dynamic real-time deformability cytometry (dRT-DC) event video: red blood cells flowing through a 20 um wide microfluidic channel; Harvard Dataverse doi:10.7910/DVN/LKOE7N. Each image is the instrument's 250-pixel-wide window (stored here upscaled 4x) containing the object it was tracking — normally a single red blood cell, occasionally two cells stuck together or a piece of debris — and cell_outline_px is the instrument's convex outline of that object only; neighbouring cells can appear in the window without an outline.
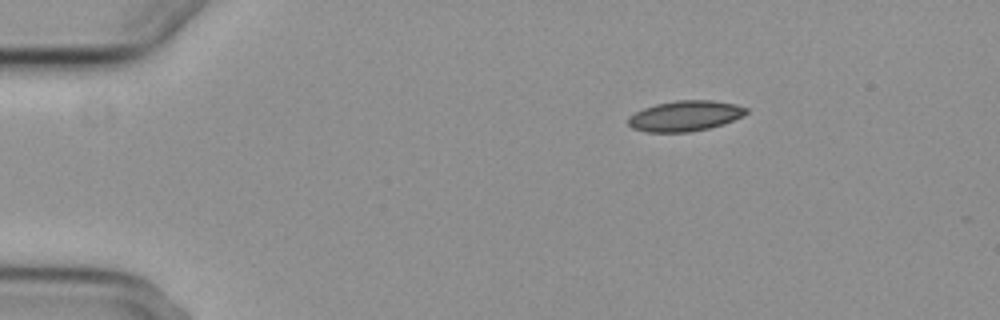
{"species": "common noctule bat (a hibernating species)", "species_latin": "Nyctalus noctula", "temperature_condition": "cold", "stored_images_in_passage": 4, "camera_frame_rate_fps": 3000, "um_per_image_px": 0.085, "animal": {"sex": "female", "body_mass_g": 29.2, "forearm_length_mm": 56.3}, "frame": {"image": 1, "passage_image": 1, "time_ms": 0.0, "image_size_px": [1000, 320], "cell_outline_px": [[748, 112], [724, 124], [708, 128], [688, 132], [648, 132], [632, 128], [628, 124], [628, 116], [644, 108], [656, 104], [676, 100], [712, 100], [736, 104], [748, 108]], "centroid_in_image_um": [58.22, 9.85], "position_along_channel_um": 26.8, "area_um2": 20.87}}
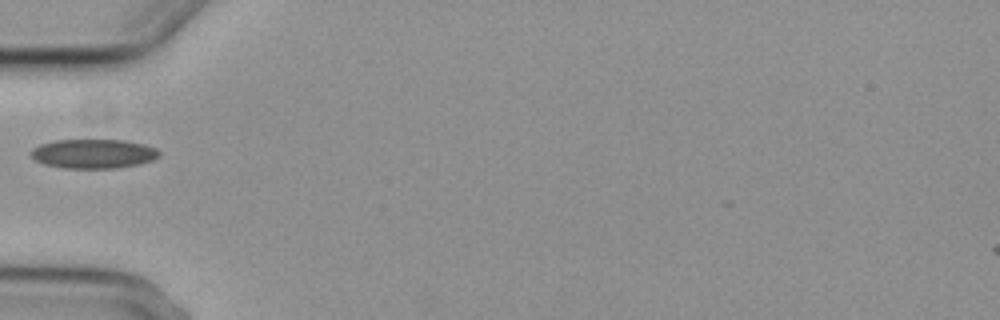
{"frame": {"image": 2, "passage_image": 4, "time_ms": 3.333, "image_size_px": [1000, 320], "cell_outline_px": [[160, 156], [152, 160], [136, 164], [116, 168], [64, 168], [44, 164], [36, 160], [28, 152], [32, 148], [40, 144], [56, 140], [124, 140], [144, 144], [156, 148], [160, 152]], "centroid_in_image_um": [7.92, 13.06], "position_along_channel_um": 77.1, "area_um2": 21.85}}